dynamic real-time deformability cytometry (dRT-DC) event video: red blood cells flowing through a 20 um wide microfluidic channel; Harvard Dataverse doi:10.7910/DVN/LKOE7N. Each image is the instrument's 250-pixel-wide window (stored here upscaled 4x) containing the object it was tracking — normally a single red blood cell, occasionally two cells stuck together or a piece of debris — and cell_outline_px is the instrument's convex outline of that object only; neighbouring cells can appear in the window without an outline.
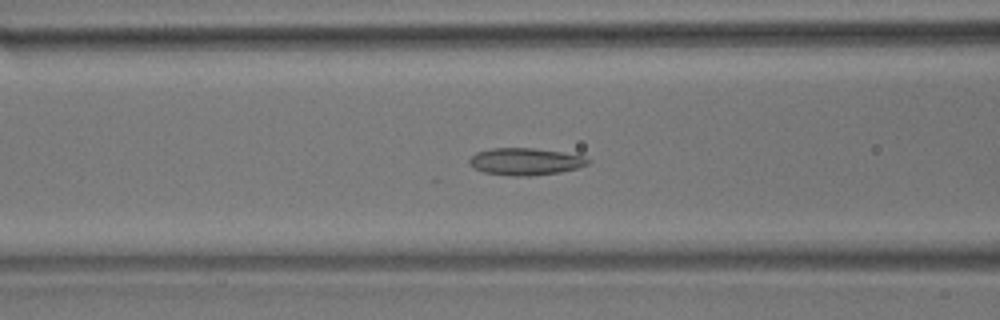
{"species": "common noctule bat (a hibernating species)", "species_latin": "Nyctalus noctula", "temperature_condition": "room temperature", "stored_images_in_passage": 38, "camera_frame_rate_fps": 3000, "um_per_image_px": 0.085, "animal": {"sex": "male", "body_mass_g": 17.9}, "frame": {"image": 1, "passage_image": 15, "time_ms": 4.667, "image_size_px": [1000, 320], "cell_outline_px": [[592, 160], [588, 164], [576, 168], [560, 172], [532, 176], [512, 176], [484, 172], [472, 168], [468, 164], [468, 160], [476, 152], [492, 148], [532, 148], [560, 152], [584, 156]], "centroid_in_image_um": [44.62, 13.74], "position_along_channel_um": 122.0, "area_um2": 18.79}}
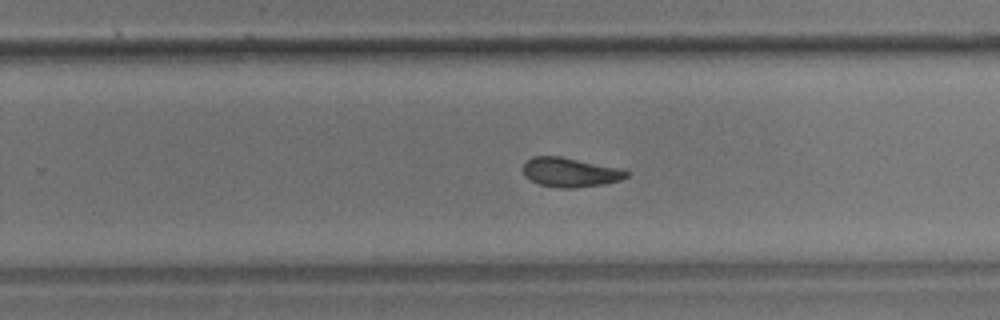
{"frame": {"image": 2, "passage_image": 28, "time_ms": 9.0, "image_size_px": [1000, 320], "cell_outline_px": [[628, 176], [620, 180], [604, 184], [572, 188], [560, 188], [540, 184], [524, 176], [524, 164], [532, 156], [560, 156], [620, 168], [628, 172]], "centroid_in_image_um": [48.47, 14.64], "position_along_channel_um": 281.3, "area_um2": 17.46}}
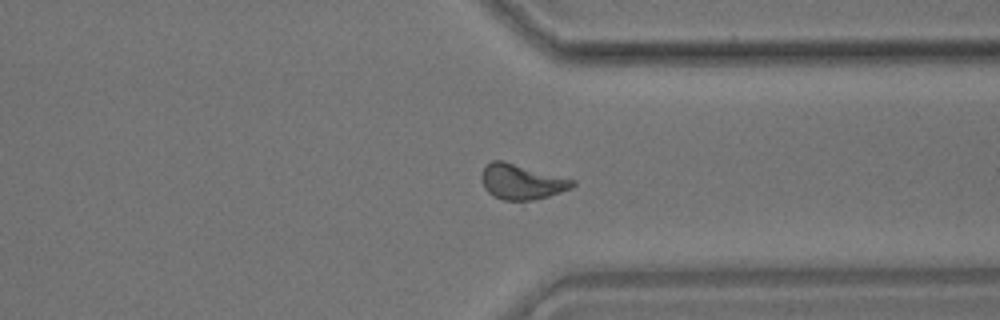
{"frame": {"image": 3, "passage_image": 35, "time_ms": 11.333, "image_size_px": [1000, 320], "cell_outline_px": [[576, 184], [572, 188], [548, 196], [532, 200], [504, 200], [492, 196], [484, 188], [480, 180], [480, 176], [484, 168], [492, 160], [504, 160], [576, 180]], "centroid_in_image_um": [44.33, 15.44], "position_along_channel_um": 367.1, "area_um2": 18.84}}